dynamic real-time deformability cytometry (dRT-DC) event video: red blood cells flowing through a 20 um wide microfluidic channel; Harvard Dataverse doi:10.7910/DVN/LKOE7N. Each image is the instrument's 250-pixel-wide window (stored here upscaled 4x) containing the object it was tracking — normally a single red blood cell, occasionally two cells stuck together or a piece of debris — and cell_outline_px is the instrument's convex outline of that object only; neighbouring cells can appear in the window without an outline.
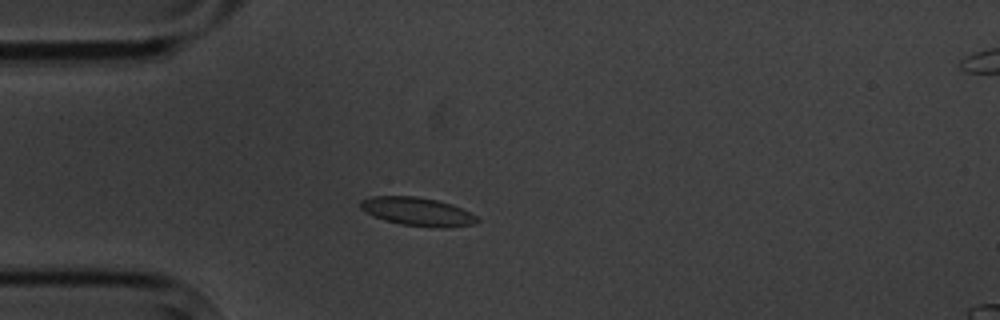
{"species": "common noctule bat (a hibernating species)", "species_latin": "Nyctalus noctula", "temperature_condition": "cold", "stored_images_in_passage": 6, "camera_frame_rate_fps": 3000, "um_per_image_px": 0.085, "animal": {"sex": "male", "body_mass_g": 20.1, "forearm_length_mm": 53.5}, "frame": {"image": 1, "passage_image": 4, "time_ms": 3.667, "image_size_px": [1000, 320], "cell_outline_px": [[480, 220], [472, 224], [444, 228], [440, 228], [400, 224], [384, 220], [360, 208], [360, 200], [372, 196], [416, 196], [436, 200], [452, 204], [476, 216]], "centroid_in_image_um": [35.48, 17.98], "position_along_channel_um": 49.5, "area_um2": 19.07}}
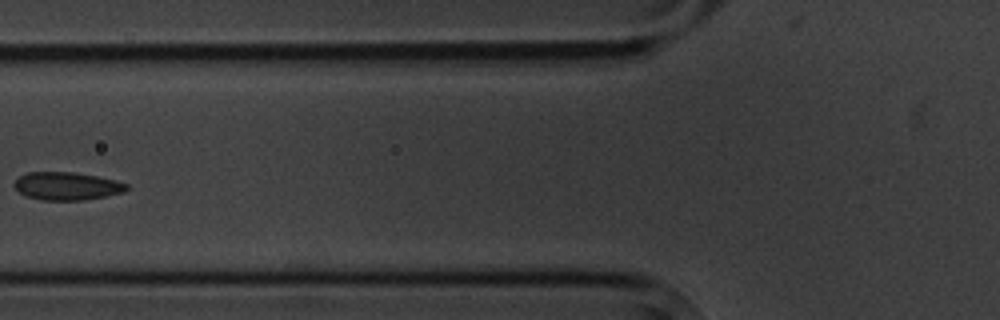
{"frame": {"image": 2, "passage_image": 6, "time_ms": 6.0, "image_size_px": [1000, 320], "cell_outline_px": [[128, 188], [124, 192], [84, 200], [40, 200], [24, 196], [12, 184], [20, 176], [28, 172], [72, 172], [96, 176], [116, 180], [128, 184]], "centroid_in_image_um": [5.67, 15.82], "position_along_channel_um": 120.1, "area_um2": 18.26}}